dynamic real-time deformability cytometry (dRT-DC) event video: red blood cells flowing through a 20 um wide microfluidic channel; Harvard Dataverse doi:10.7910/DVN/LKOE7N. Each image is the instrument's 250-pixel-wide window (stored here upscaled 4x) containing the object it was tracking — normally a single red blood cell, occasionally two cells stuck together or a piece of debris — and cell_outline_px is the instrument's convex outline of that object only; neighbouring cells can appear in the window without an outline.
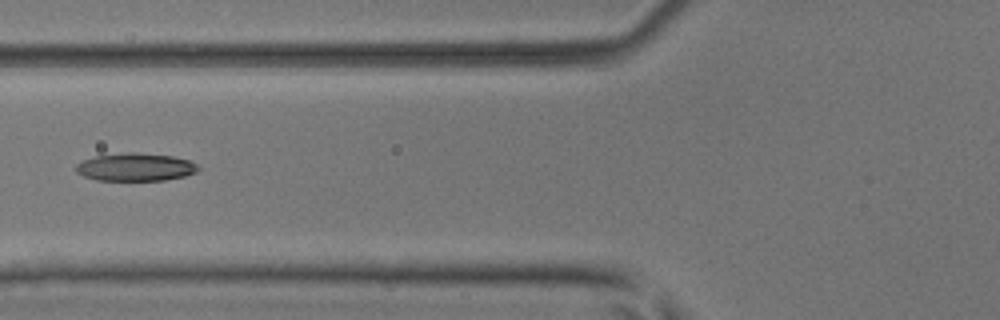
{"species": "common noctule bat (a hibernating species)", "species_latin": "Nyctalus noctula", "temperature_condition": "room temperature", "stored_images_in_passage": 6, "camera_frame_rate_fps": 3000, "um_per_image_px": 0.085, "animal": {"sex": "male", "body_mass_g": 17.9, "forearm_length_mm": 54.2}, "frame": {"image": 1, "passage_image": 6, "time_ms": 1.667, "image_size_px": [1000, 320], "cell_outline_px": [[200, 168], [196, 172], [184, 176], [164, 180], [96, 180], [84, 176], [76, 172], [76, 164], [84, 160], [96, 156], [128, 152], [136, 152], [172, 156], [188, 160], [196, 164]], "centroid_in_image_um": [11.51, 14.2], "position_along_channel_um": 114.3, "area_um2": 19.71}}